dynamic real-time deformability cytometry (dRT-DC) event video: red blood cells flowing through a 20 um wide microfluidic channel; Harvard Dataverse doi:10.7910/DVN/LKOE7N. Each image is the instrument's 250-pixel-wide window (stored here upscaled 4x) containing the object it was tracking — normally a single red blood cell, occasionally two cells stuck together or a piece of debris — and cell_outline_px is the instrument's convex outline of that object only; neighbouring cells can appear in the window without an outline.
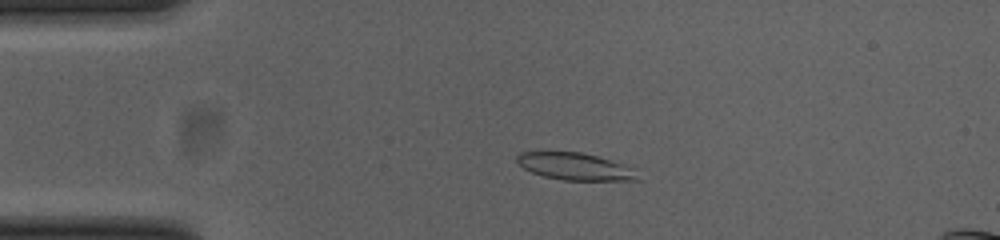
{"species": "common noctule bat (a hibernating species)", "species_latin": "Nyctalus noctula", "temperature_condition": "cold", "stored_images_in_passage": 51, "camera_frame_rate_fps": 3000, "um_per_image_px": 0.085, "animal": {"sex": "female", "body_mass_g": 23.0, "forearm_length_mm": 53.4}, "frame": {"image": 1, "passage_image": 10, "time_ms": 3.0, "image_size_px": [1000, 240], "cell_outline_px": [[640, 180], [564, 180], [544, 176], [532, 172], [524, 168], [516, 160], [516, 156], [520, 152], [580, 152], [596, 156], [636, 168]], "centroid_in_image_um": [48.92, 14.15], "position_along_channel_um": 36.1, "area_um2": 18.96}}
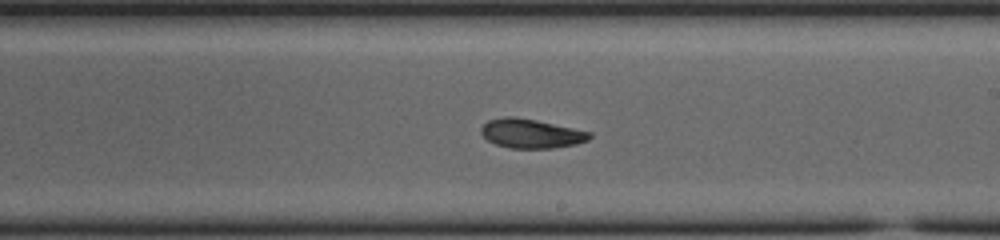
{"frame": {"image": 2, "passage_image": 29, "time_ms": 9.333, "image_size_px": [1000, 240], "cell_outline_px": [[592, 136], [588, 140], [576, 144], [552, 148], [508, 148], [496, 144], [488, 140], [480, 132], [480, 128], [488, 120], [508, 116], [512, 116], [536, 120], [592, 132]], "centroid_in_image_um": [45.14, 11.35], "position_along_channel_um": 243.9, "area_um2": 18.38}}
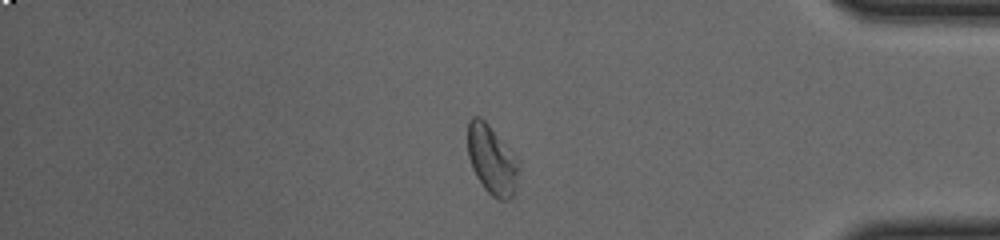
{"frame": {"image": 3, "passage_image": 43, "time_ms": 14.0, "image_size_px": [1000, 240], "cell_outline_px": [[520, 164], [516, 188], [512, 196], [508, 200], [500, 200], [492, 196], [484, 188], [476, 176], [472, 168], [468, 156], [468, 120], [472, 116], [480, 116], [488, 124], [520, 160]], "centroid_in_image_um": [41.82, 13.59], "position_along_channel_um": 393.4, "area_um2": 20.75}, "authors_computed_cell_mechanics": {"area_um2": 19.2474, "velocity_mm_per_s": 3.8403, "shape_relaxation_time_tau1_ms": 4.9113, "shape_relaxation_time_tau2_ms": 8.4651, "deformation_change_tau1": 0.1509, "deformation_change_tau2": 0.14}}